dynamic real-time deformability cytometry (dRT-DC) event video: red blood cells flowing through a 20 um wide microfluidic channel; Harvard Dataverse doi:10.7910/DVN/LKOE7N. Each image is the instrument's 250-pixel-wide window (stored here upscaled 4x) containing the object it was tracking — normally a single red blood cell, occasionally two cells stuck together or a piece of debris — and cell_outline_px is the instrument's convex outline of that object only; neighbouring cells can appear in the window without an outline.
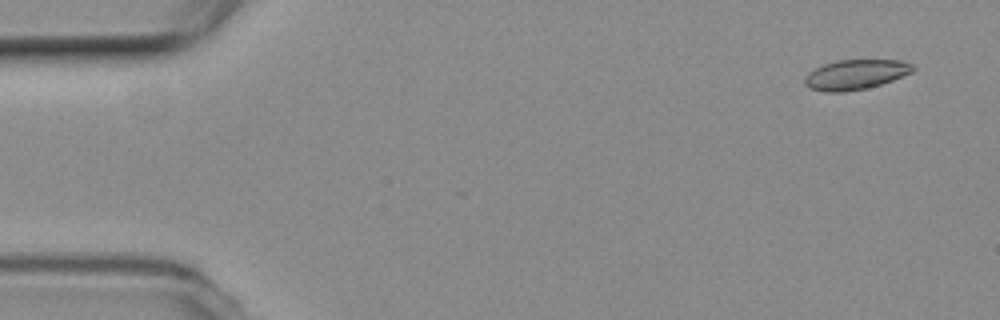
{"species": "common noctule bat (a hibernating species)", "species_latin": "Nyctalus noctula", "temperature_condition": "room temperature", "stored_images_in_passage": 6, "camera_frame_rate_fps": 3000, "um_per_image_px": 0.085, "animal": {"sex": "female", "body_mass_g": 19.3, "forearm_length_mm": 54.1}, "frame": {"image": 1, "passage_image": 3, "time_ms": 0.667, "image_size_px": [1000, 320], "cell_outline_px": [[916, 68], [912, 72], [892, 80], [880, 84], [864, 88], [844, 92], [824, 92], [812, 88], [804, 84], [804, 80], [808, 72], [824, 64], [840, 60], [900, 60], [912, 64]], "centroid_in_image_um": [72.72, 6.33], "position_along_channel_um": 12.3, "area_um2": 18.61}}